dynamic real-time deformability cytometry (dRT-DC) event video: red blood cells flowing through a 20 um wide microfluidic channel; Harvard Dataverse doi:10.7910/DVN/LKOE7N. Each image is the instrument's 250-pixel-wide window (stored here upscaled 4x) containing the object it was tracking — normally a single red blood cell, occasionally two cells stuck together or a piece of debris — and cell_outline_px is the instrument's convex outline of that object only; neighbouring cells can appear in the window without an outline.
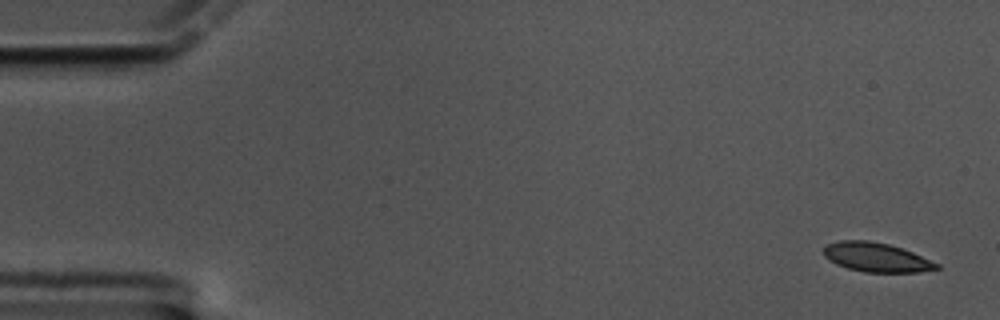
{"species": "common noctule bat (a hibernating species)", "species_latin": "Nyctalus noctula", "temperature_condition": "cold", "stored_images_in_passage": 58, "camera_frame_rate_fps": 3000, "um_per_image_px": 0.085, "animal": {"sex": "male", "body_mass_g": 17.5, "forearm_length_mm": 52.3}, "frame": {"image": 1, "passage_image": 1, "time_ms": 0.0, "image_size_px": [1000, 320], "cell_outline_px": [[940, 268], [920, 272], [864, 272], [848, 268], [836, 264], [828, 260], [824, 256], [824, 248], [828, 244], [840, 240], [868, 240], [888, 244], [912, 252], [940, 264]], "centroid_in_image_um": [74.48, 21.87], "position_along_channel_um": 10.5, "area_um2": 19.13}}
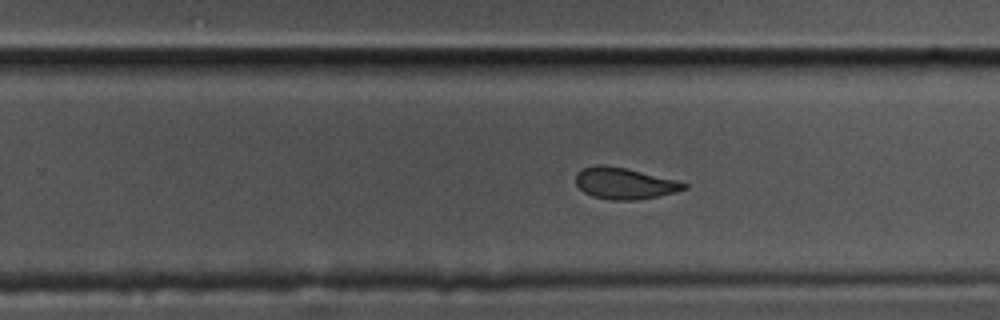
{"frame": {"image": 2, "passage_image": 36, "time_ms": 11.667, "image_size_px": [1000, 320], "cell_outline_px": [[688, 188], [676, 192], [636, 200], [612, 200], [592, 196], [584, 192], [576, 184], [576, 172], [584, 168], [596, 164], [604, 164], [624, 168], [676, 180], [688, 184]], "centroid_in_image_um": [53.06, 15.58], "position_along_channel_um": 276.7, "area_um2": 19.65}}
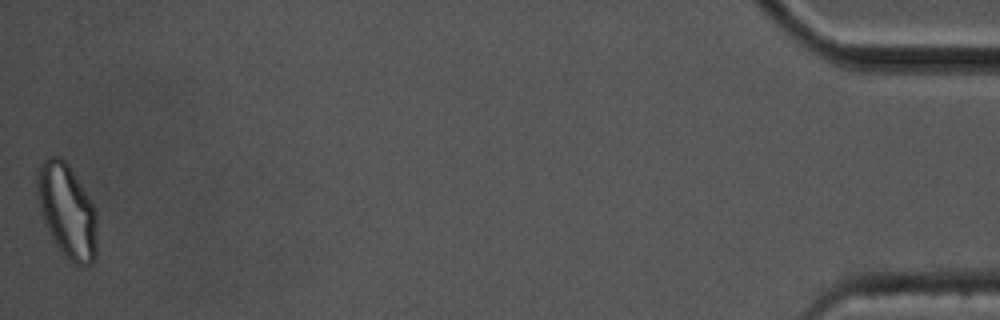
{"frame": {"image": 3, "passage_image": 58, "time_ms": 19.0, "image_size_px": [1000, 320], "cell_outline_px": [[96, 260], [88, 268], [76, 264], [64, 256], [52, 240], [44, 224], [40, 212], [36, 192], [36, 168], [48, 156], [60, 156], [68, 164], [88, 196], [96, 212]], "centroid_in_image_um": [5.67, 17.95], "position_along_channel_um": 429.5, "area_um2": 33.29}, "authors_computed_cell_mechanics": {"area_um2": 20.6635, "velocity_mm_per_s": 3.3771, "shape_relaxation_time_tau1_ms": 3.4652, "shape_relaxation_time_tau2_ms": 2.1608, "deformation_change_tau1": 0.1431, "deformation_change_tau2": 0.0835}}